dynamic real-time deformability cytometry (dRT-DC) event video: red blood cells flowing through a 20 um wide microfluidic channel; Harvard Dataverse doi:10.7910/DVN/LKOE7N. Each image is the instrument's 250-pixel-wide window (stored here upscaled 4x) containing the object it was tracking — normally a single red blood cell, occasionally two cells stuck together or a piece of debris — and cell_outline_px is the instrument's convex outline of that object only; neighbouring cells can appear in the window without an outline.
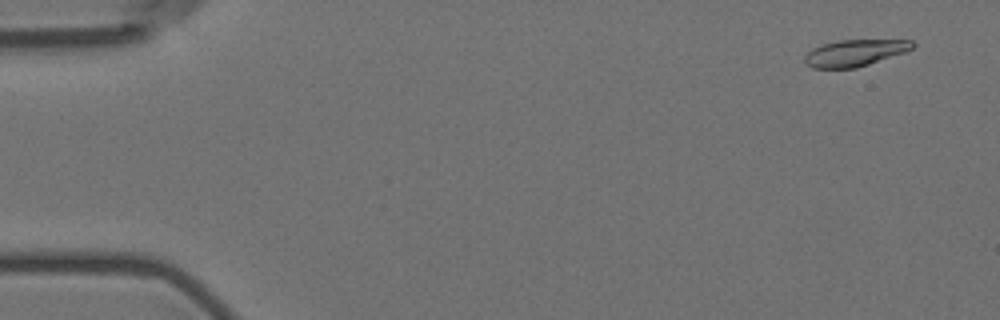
{"species": "Egyptian fruit bat (a non-hibernating species)", "species_latin": "Rousettus aegyptiacus", "temperature_condition": "room temperature", "stored_images_in_passage": 5, "camera_frame_rate_fps": 3000, "um_per_image_px": 0.085, "animal": {"sex": "female"}, "frame": {"image": 1, "passage_image": 1, "time_ms": 0.0, "image_size_px": [1000, 320], "cell_outline_px": [[916, 44], [912, 48], [904, 52], [856, 68], [812, 68], [804, 64], [804, 56], [812, 48], [824, 44], [840, 40], [912, 40]], "centroid_in_image_um": [72.62, 4.5], "position_along_channel_um": 12.4, "area_um2": 16.59}}
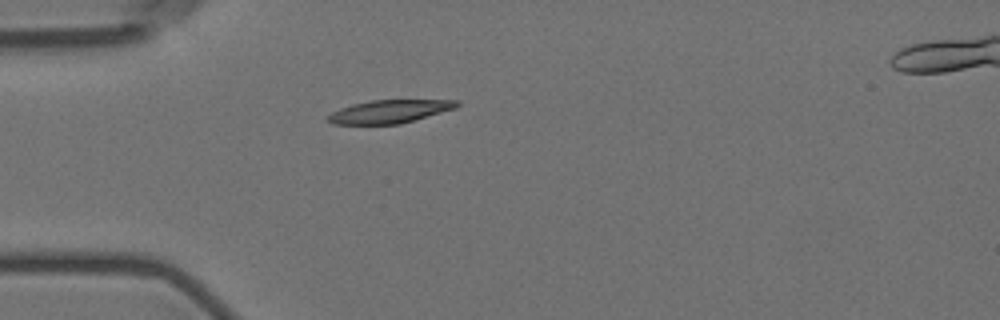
{"frame": {"image": 2, "passage_image": 4, "time_ms": 4.333, "image_size_px": [1000, 320], "cell_outline_px": [[460, 104], [456, 108], [400, 124], [332, 124], [328, 120], [328, 116], [332, 112], [340, 108], [352, 104], [372, 100], [460, 100]], "centroid_in_image_um": [33.12, 9.47], "position_along_channel_um": 51.9, "area_um2": 17.28}}